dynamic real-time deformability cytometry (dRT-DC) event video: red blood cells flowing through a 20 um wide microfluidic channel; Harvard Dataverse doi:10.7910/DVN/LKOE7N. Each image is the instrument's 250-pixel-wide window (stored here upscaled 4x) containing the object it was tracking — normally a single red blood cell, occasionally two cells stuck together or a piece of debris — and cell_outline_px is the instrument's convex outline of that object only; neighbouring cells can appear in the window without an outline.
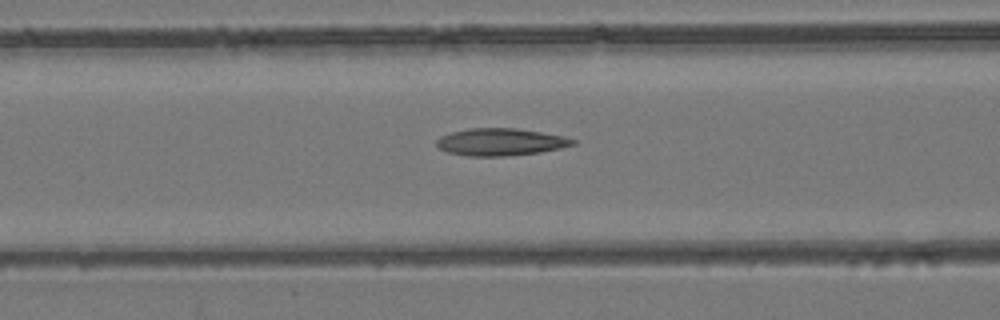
{"species": "common noctule bat (a hibernating species)", "species_latin": "Nyctalus noctula", "temperature_condition": "room temperature", "stored_images_in_passage": 42, "camera_frame_rate_fps": 3000, "um_per_image_px": 0.085, "animal": {"sex": "female", "body_mass_g": 24.6, "forearm_length_mm": 56.2}, "frame": {"image": 1, "passage_image": 10, "time_ms": 3.0, "image_size_px": [1000, 320], "cell_outline_px": [[576, 144], [560, 148], [540, 152], [508, 156], [468, 156], [448, 152], [440, 148], [436, 144], [436, 140], [440, 136], [452, 132], [468, 128], [516, 128], [564, 136], [576, 140]], "centroid_in_image_um": [42.55, 12.07], "position_along_channel_um": 124.1, "area_um2": 21.62}}
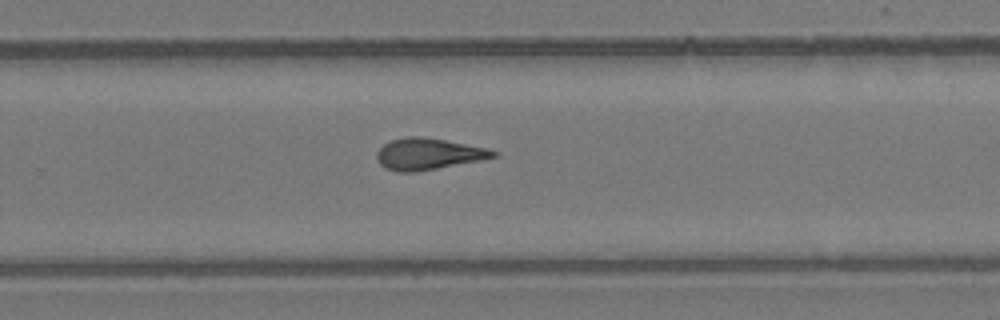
{"frame": {"image": 2, "passage_image": 23, "time_ms": 7.333, "image_size_px": [1000, 320], "cell_outline_px": [[500, 156], [484, 160], [416, 172], [396, 172], [384, 168], [380, 164], [376, 156], [376, 152], [384, 144], [392, 140], [408, 136], [420, 136], [444, 140], [488, 148], [500, 152]], "centroid_in_image_um": [36.45, 13.1], "position_along_channel_um": 293.3, "area_um2": 21.62}}
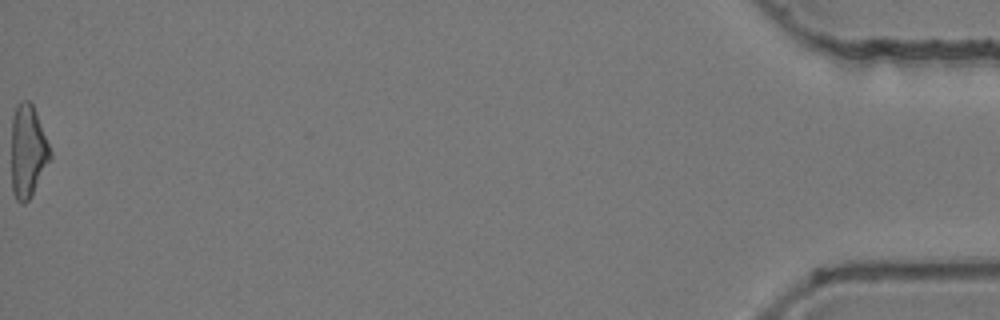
{"frame": {"image": 3, "passage_image": 42, "time_ms": 13.667, "image_size_px": [1000, 320], "cell_outline_px": [[52, 156], [28, 200], [24, 204], [20, 204], [16, 200], [12, 192], [12, 116], [16, 104], [20, 100], [28, 100], [32, 104], [36, 112], [52, 152]], "centroid_in_image_um": [2.35, 12.83], "position_along_channel_um": 432.8, "area_um2": 20.87}, "authors_computed_cell_mechanics": {"area_um2": 21.0392, "velocity_mm_per_s": 3.906, "shape_relaxation_time_tau1_ms": null, "shape_relaxation_time_tau2_ms": 2.9009, "deformation_change_tau1": null, "deformation_change_tau2": 0.1363}}